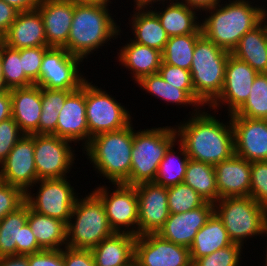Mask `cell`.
I'll list each match as a JSON object with an SVG mask.
<instances>
[{
  "mask_svg": "<svg viewBox=\"0 0 267 266\" xmlns=\"http://www.w3.org/2000/svg\"><path fill=\"white\" fill-rule=\"evenodd\" d=\"M160 4H162L161 7H165V4L167 6L165 8L159 7L162 11H159V9L157 10L155 6H150V8L159 18L168 37L187 35L190 33H202L201 18L198 20L199 14L197 13L200 12L198 9L178 0ZM154 7L155 10H153Z\"/></svg>",
  "mask_w": 267,
  "mask_h": 266,
  "instance_id": "cell-24",
  "label": "cell"
},
{
  "mask_svg": "<svg viewBox=\"0 0 267 266\" xmlns=\"http://www.w3.org/2000/svg\"><path fill=\"white\" fill-rule=\"evenodd\" d=\"M128 42L122 47L119 46L121 49H118V57L116 58H118L119 65L131 71V77L135 80L134 83L146 75L158 73L162 62V52L138 44L131 39Z\"/></svg>",
  "mask_w": 267,
  "mask_h": 266,
  "instance_id": "cell-26",
  "label": "cell"
},
{
  "mask_svg": "<svg viewBox=\"0 0 267 266\" xmlns=\"http://www.w3.org/2000/svg\"><path fill=\"white\" fill-rule=\"evenodd\" d=\"M130 15L129 28L134 35L130 39L163 52L169 37L157 15L150 8H134L133 14Z\"/></svg>",
  "mask_w": 267,
  "mask_h": 266,
  "instance_id": "cell-28",
  "label": "cell"
},
{
  "mask_svg": "<svg viewBox=\"0 0 267 266\" xmlns=\"http://www.w3.org/2000/svg\"><path fill=\"white\" fill-rule=\"evenodd\" d=\"M112 15L108 6L76 3L65 49L84 61L111 39L121 37V27Z\"/></svg>",
  "mask_w": 267,
  "mask_h": 266,
  "instance_id": "cell-4",
  "label": "cell"
},
{
  "mask_svg": "<svg viewBox=\"0 0 267 266\" xmlns=\"http://www.w3.org/2000/svg\"><path fill=\"white\" fill-rule=\"evenodd\" d=\"M69 177L60 179L38 180L33 187L37 188L36 193L28 190L25 193V202L29 207L39 214L59 219L68 224L72 209L78 195L76 189L71 186Z\"/></svg>",
  "mask_w": 267,
  "mask_h": 266,
  "instance_id": "cell-10",
  "label": "cell"
},
{
  "mask_svg": "<svg viewBox=\"0 0 267 266\" xmlns=\"http://www.w3.org/2000/svg\"><path fill=\"white\" fill-rule=\"evenodd\" d=\"M1 57L4 89L11 90L34 85L25 76L19 49H13L2 44Z\"/></svg>",
  "mask_w": 267,
  "mask_h": 266,
  "instance_id": "cell-38",
  "label": "cell"
},
{
  "mask_svg": "<svg viewBox=\"0 0 267 266\" xmlns=\"http://www.w3.org/2000/svg\"><path fill=\"white\" fill-rule=\"evenodd\" d=\"M134 262L138 266H192L189 248L157 233L136 236Z\"/></svg>",
  "mask_w": 267,
  "mask_h": 266,
  "instance_id": "cell-15",
  "label": "cell"
},
{
  "mask_svg": "<svg viewBox=\"0 0 267 266\" xmlns=\"http://www.w3.org/2000/svg\"><path fill=\"white\" fill-rule=\"evenodd\" d=\"M227 117L234 130L235 155L249 162L267 161V120Z\"/></svg>",
  "mask_w": 267,
  "mask_h": 266,
  "instance_id": "cell-18",
  "label": "cell"
},
{
  "mask_svg": "<svg viewBox=\"0 0 267 266\" xmlns=\"http://www.w3.org/2000/svg\"><path fill=\"white\" fill-rule=\"evenodd\" d=\"M12 117V100L10 90L0 91V122Z\"/></svg>",
  "mask_w": 267,
  "mask_h": 266,
  "instance_id": "cell-52",
  "label": "cell"
},
{
  "mask_svg": "<svg viewBox=\"0 0 267 266\" xmlns=\"http://www.w3.org/2000/svg\"><path fill=\"white\" fill-rule=\"evenodd\" d=\"M3 44V36L0 34V47Z\"/></svg>",
  "mask_w": 267,
  "mask_h": 266,
  "instance_id": "cell-61",
  "label": "cell"
},
{
  "mask_svg": "<svg viewBox=\"0 0 267 266\" xmlns=\"http://www.w3.org/2000/svg\"><path fill=\"white\" fill-rule=\"evenodd\" d=\"M111 190L98 185L93 192L101 199L109 224L116 233H128L138 236V197L135 186L124 183L112 184Z\"/></svg>",
  "mask_w": 267,
  "mask_h": 266,
  "instance_id": "cell-11",
  "label": "cell"
},
{
  "mask_svg": "<svg viewBox=\"0 0 267 266\" xmlns=\"http://www.w3.org/2000/svg\"><path fill=\"white\" fill-rule=\"evenodd\" d=\"M233 244L222 221L213 213L206 224L195 235L192 245L189 247L192 263L207 256L220 248Z\"/></svg>",
  "mask_w": 267,
  "mask_h": 266,
  "instance_id": "cell-31",
  "label": "cell"
},
{
  "mask_svg": "<svg viewBox=\"0 0 267 266\" xmlns=\"http://www.w3.org/2000/svg\"><path fill=\"white\" fill-rule=\"evenodd\" d=\"M141 89L147 91L156 99L166 101L175 105H182L183 107L192 106L194 109H201V107L182 89H178L166 82L159 73L146 75L136 82ZM198 107V108H197Z\"/></svg>",
  "mask_w": 267,
  "mask_h": 266,
  "instance_id": "cell-34",
  "label": "cell"
},
{
  "mask_svg": "<svg viewBox=\"0 0 267 266\" xmlns=\"http://www.w3.org/2000/svg\"><path fill=\"white\" fill-rule=\"evenodd\" d=\"M158 73L166 82L184 90L195 101L190 70L175 67L162 61Z\"/></svg>",
  "mask_w": 267,
  "mask_h": 266,
  "instance_id": "cell-41",
  "label": "cell"
},
{
  "mask_svg": "<svg viewBox=\"0 0 267 266\" xmlns=\"http://www.w3.org/2000/svg\"><path fill=\"white\" fill-rule=\"evenodd\" d=\"M83 60L65 48L50 47L44 54L37 86L57 90H77L87 80L80 71Z\"/></svg>",
  "mask_w": 267,
  "mask_h": 266,
  "instance_id": "cell-13",
  "label": "cell"
},
{
  "mask_svg": "<svg viewBox=\"0 0 267 266\" xmlns=\"http://www.w3.org/2000/svg\"><path fill=\"white\" fill-rule=\"evenodd\" d=\"M19 13L14 7L7 4L5 1L0 0V34L3 36L15 21Z\"/></svg>",
  "mask_w": 267,
  "mask_h": 266,
  "instance_id": "cell-51",
  "label": "cell"
},
{
  "mask_svg": "<svg viewBox=\"0 0 267 266\" xmlns=\"http://www.w3.org/2000/svg\"><path fill=\"white\" fill-rule=\"evenodd\" d=\"M65 266H96L91 249L63 248Z\"/></svg>",
  "mask_w": 267,
  "mask_h": 266,
  "instance_id": "cell-47",
  "label": "cell"
},
{
  "mask_svg": "<svg viewBox=\"0 0 267 266\" xmlns=\"http://www.w3.org/2000/svg\"><path fill=\"white\" fill-rule=\"evenodd\" d=\"M27 223L42 249L60 250L67 246V224L65 222L39 214L28 205Z\"/></svg>",
  "mask_w": 267,
  "mask_h": 266,
  "instance_id": "cell-29",
  "label": "cell"
},
{
  "mask_svg": "<svg viewBox=\"0 0 267 266\" xmlns=\"http://www.w3.org/2000/svg\"><path fill=\"white\" fill-rule=\"evenodd\" d=\"M56 136L71 141L74 145L82 142V148L89 143V128L86 119L85 82L72 91L60 110ZM75 142V143H74Z\"/></svg>",
  "mask_w": 267,
  "mask_h": 266,
  "instance_id": "cell-19",
  "label": "cell"
},
{
  "mask_svg": "<svg viewBox=\"0 0 267 266\" xmlns=\"http://www.w3.org/2000/svg\"><path fill=\"white\" fill-rule=\"evenodd\" d=\"M243 249L241 245L233 243L196 259L193 264L195 266H240Z\"/></svg>",
  "mask_w": 267,
  "mask_h": 266,
  "instance_id": "cell-40",
  "label": "cell"
},
{
  "mask_svg": "<svg viewBox=\"0 0 267 266\" xmlns=\"http://www.w3.org/2000/svg\"><path fill=\"white\" fill-rule=\"evenodd\" d=\"M29 266H65L63 249H43L37 253L27 255Z\"/></svg>",
  "mask_w": 267,
  "mask_h": 266,
  "instance_id": "cell-46",
  "label": "cell"
},
{
  "mask_svg": "<svg viewBox=\"0 0 267 266\" xmlns=\"http://www.w3.org/2000/svg\"><path fill=\"white\" fill-rule=\"evenodd\" d=\"M19 12L36 9L40 0H3Z\"/></svg>",
  "mask_w": 267,
  "mask_h": 266,
  "instance_id": "cell-53",
  "label": "cell"
},
{
  "mask_svg": "<svg viewBox=\"0 0 267 266\" xmlns=\"http://www.w3.org/2000/svg\"><path fill=\"white\" fill-rule=\"evenodd\" d=\"M12 118L25 135L38 134L41 116V87L32 85L10 90Z\"/></svg>",
  "mask_w": 267,
  "mask_h": 266,
  "instance_id": "cell-25",
  "label": "cell"
},
{
  "mask_svg": "<svg viewBox=\"0 0 267 266\" xmlns=\"http://www.w3.org/2000/svg\"><path fill=\"white\" fill-rule=\"evenodd\" d=\"M43 249L38 245L37 239L32 233L29 224L20 228L19 243H16V255H28L37 253Z\"/></svg>",
  "mask_w": 267,
  "mask_h": 266,
  "instance_id": "cell-48",
  "label": "cell"
},
{
  "mask_svg": "<svg viewBox=\"0 0 267 266\" xmlns=\"http://www.w3.org/2000/svg\"><path fill=\"white\" fill-rule=\"evenodd\" d=\"M230 117L267 120V73H258L245 103Z\"/></svg>",
  "mask_w": 267,
  "mask_h": 266,
  "instance_id": "cell-37",
  "label": "cell"
},
{
  "mask_svg": "<svg viewBox=\"0 0 267 266\" xmlns=\"http://www.w3.org/2000/svg\"><path fill=\"white\" fill-rule=\"evenodd\" d=\"M168 210L170 214H180L202 206V197L184 182L167 187Z\"/></svg>",
  "mask_w": 267,
  "mask_h": 266,
  "instance_id": "cell-39",
  "label": "cell"
},
{
  "mask_svg": "<svg viewBox=\"0 0 267 266\" xmlns=\"http://www.w3.org/2000/svg\"><path fill=\"white\" fill-rule=\"evenodd\" d=\"M24 135L12 117L0 122V165Z\"/></svg>",
  "mask_w": 267,
  "mask_h": 266,
  "instance_id": "cell-44",
  "label": "cell"
},
{
  "mask_svg": "<svg viewBox=\"0 0 267 266\" xmlns=\"http://www.w3.org/2000/svg\"><path fill=\"white\" fill-rule=\"evenodd\" d=\"M75 3L79 4H92V5H101V6H111L109 4H113L111 0H72Z\"/></svg>",
  "mask_w": 267,
  "mask_h": 266,
  "instance_id": "cell-57",
  "label": "cell"
},
{
  "mask_svg": "<svg viewBox=\"0 0 267 266\" xmlns=\"http://www.w3.org/2000/svg\"><path fill=\"white\" fill-rule=\"evenodd\" d=\"M114 233L103 202L93 191L76 199L67 224V247L92 249Z\"/></svg>",
  "mask_w": 267,
  "mask_h": 266,
  "instance_id": "cell-6",
  "label": "cell"
},
{
  "mask_svg": "<svg viewBox=\"0 0 267 266\" xmlns=\"http://www.w3.org/2000/svg\"><path fill=\"white\" fill-rule=\"evenodd\" d=\"M218 200L224 197L250 196L251 162L233 155L214 166Z\"/></svg>",
  "mask_w": 267,
  "mask_h": 266,
  "instance_id": "cell-22",
  "label": "cell"
},
{
  "mask_svg": "<svg viewBox=\"0 0 267 266\" xmlns=\"http://www.w3.org/2000/svg\"><path fill=\"white\" fill-rule=\"evenodd\" d=\"M177 141L174 125L134 129L129 185L154 182L159 164L168 148Z\"/></svg>",
  "mask_w": 267,
  "mask_h": 266,
  "instance_id": "cell-8",
  "label": "cell"
},
{
  "mask_svg": "<svg viewBox=\"0 0 267 266\" xmlns=\"http://www.w3.org/2000/svg\"><path fill=\"white\" fill-rule=\"evenodd\" d=\"M72 142L56 135L34 134V157L38 180L68 177L76 150Z\"/></svg>",
  "mask_w": 267,
  "mask_h": 266,
  "instance_id": "cell-12",
  "label": "cell"
},
{
  "mask_svg": "<svg viewBox=\"0 0 267 266\" xmlns=\"http://www.w3.org/2000/svg\"><path fill=\"white\" fill-rule=\"evenodd\" d=\"M176 144L178 145V150L175 152L174 145ZM188 161L189 157L184 146L177 140L168 148L160 162L154 183L165 187L182 183L185 179Z\"/></svg>",
  "mask_w": 267,
  "mask_h": 266,
  "instance_id": "cell-33",
  "label": "cell"
},
{
  "mask_svg": "<svg viewBox=\"0 0 267 266\" xmlns=\"http://www.w3.org/2000/svg\"><path fill=\"white\" fill-rule=\"evenodd\" d=\"M231 54L258 73H267V35L264 26L259 23L245 33Z\"/></svg>",
  "mask_w": 267,
  "mask_h": 266,
  "instance_id": "cell-30",
  "label": "cell"
},
{
  "mask_svg": "<svg viewBox=\"0 0 267 266\" xmlns=\"http://www.w3.org/2000/svg\"><path fill=\"white\" fill-rule=\"evenodd\" d=\"M59 113L55 108L42 107L38 123V134L56 135V127Z\"/></svg>",
  "mask_w": 267,
  "mask_h": 266,
  "instance_id": "cell-50",
  "label": "cell"
},
{
  "mask_svg": "<svg viewBox=\"0 0 267 266\" xmlns=\"http://www.w3.org/2000/svg\"><path fill=\"white\" fill-rule=\"evenodd\" d=\"M214 213V204L205 202L202 206L180 214H169L164 226L159 230L163 239L189 248L201 227Z\"/></svg>",
  "mask_w": 267,
  "mask_h": 266,
  "instance_id": "cell-21",
  "label": "cell"
},
{
  "mask_svg": "<svg viewBox=\"0 0 267 266\" xmlns=\"http://www.w3.org/2000/svg\"><path fill=\"white\" fill-rule=\"evenodd\" d=\"M264 235H265V237L267 236V229H266V231L264 232ZM266 242H267V241H266ZM265 247L267 248V245H266ZM265 252H266V253H265V254H266V255H265L266 257H263V258H265V260H264V261H265V264H264L263 266H267V249L265 250Z\"/></svg>",
  "mask_w": 267,
  "mask_h": 266,
  "instance_id": "cell-60",
  "label": "cell"
},
{
  "mask_svg": "<svg viewBox=\"0 0 267 266\" xmlns=\"http://www.w3.org/2000/svg\"><path fill=\"white\" fill-rule=\"evenodd\" d=\"M3 44L13 49L47 46L42 16L37 9L19 12L3 35Z\"/></svg>",
  "mask_w": 267,
  "mask_h": 266,
  "instance_id": "cell-23",
  "label": "cell"
},
{
  "mask_svg": "<svg viewBox=\"0 0 267 266\" xmlns=\"http://www.w3.org/2000/svg\"><path fill=\"white\" fill-rule=\"evenodd\" d=\"M85 81L86 119L90 139L100 133L117 131L128 126L133 117L127 106L121 105L116 97L109 95L101 87ZM132 118V119H131Z\"/></svg>",
  "mask_w": 267,
  "mask_h": 266,
  "instance_id": "cell-9",
  "label": "cell"
},
{
  "mask_svg": "<svg viewBox=\"0 0 267 266\" xmlns=\"http://www.w3.org/2000/svg\"><path fill=\"white\" fill-rule=\"evenodd\" d=\"M133 1L135 4L133 8H150V5L153 6L155 5L154 3L156 2H157V5H159L160 3H165L168 1H172V0H133Z\"/></svg>",
  "mask_w": 267,
  "mask_h": 266,
  "instance_id": "cell-56",
  "label": "cell"
},
{
  "mask_svg": "<svg viewBox=\"0 0 267 266\" xmlns=\"http://www.w3.org/2000/svg\"><path fill=\"white\" fill-rule=\"evenodd\" d=\"M250 196L267 209V161L251 162Z\"/></svg>",
  "mask_w": 267,
  "mask_h": 266,
  "instance_id": "cell-42",
  "label": "cell"
},
{
  "mask_svg": "<svg viewBox=\"0 0 267 266\" xmlns=\"http://www.w3.org/2000/svg\"><path fill=\"white\" fill-rule=\"evenodd\" d=\"M195 190L205 202L218 201V188L214 165L189 159L183 181Z\"/></svg>",
  "mask_w": 267,
  "mask_h": 266,
  "instance_id": "cell-32",
  "label": "cell"
},
{
  "mask_svg": "<svg viewBox=\"0 0 267 266\" xmlns=\"http://www.w3.org/2000/svg\"><path fill=\"white\" fill-rule=\"evenodd\" d=\"M214 213L232 242L243 248L248 239L263 237L267 229V209L251 196L220 198L214 204Z\"/></svg>",
  "mask_w": 267,
  "mask_h": 266,
  "instance_id": "cell-7",
  "label": "cell"
},
{
  "mask_svg": "<svg viewBox=\"0 0 267 266\" xmlns=\"http://www.w3.org/2000/svg\"><path fill=\"white\" fill-rule=\"evenodd\" d=\"M48 46L29 47L20 49L23 70L25 76L36 85L39 81V71L41 68L42 58L49 49Z\"/></svg>",
  "mask_w": 267,
  "mask_h": 266,
  "instance_id": "cell-43",
  "label": "cell"
},
{
  "mask_svg": "<svg viewBox=\"0 0 267 266\" xmlns=\"http://www.w3.org/2000/svg\"><path fill=\"white\" fill-rule=\"evenodd\" d=\"M257 75L258 72L249 64L230 54L225 68L222 91L208 106V108L212 109L210 112L215 110L214 112L216 113L218 108L227 106V114H234L248 99L253 81Z\"/></svg>",
  "mask_w": 267,
  "mask_h": 266,
  "instance_id": "cell-14",
  "label": "cell"
},
{
  "mask_svg": "<svg viewBox=\"0 0 267 266\" xmlns=\"http://www.w3.org/2000/svg\"><path fill=\"white\" fill-rule=\"evenodd\" d=\"M202 33L169 37L162 52V61L169 65L190 70L196 41Z\"/></svg>",
  "mask_w": 267,
  "mask_h": 266,
  "instance_id": "cell-36",
  "label": "cell"
},
{
  "mask_svg": "<svg viewBox=\"0 0 267 266\" xmlns=\"http://www.w3.org/2000/svg\"><path fill=\"white\" fill-rule=\"evenodd\" d=\"M132 124L117 131L97 134L82 149L93 170L109 183L129 185L135 128Z\"/></svg>",
  "mask_w": 267,
  "mask_h": 266,
  "instance_id": "cell-3",
  "label": "cell"
},
{
  "mask_svg": "<svg viewBox=\"0 0 267 266\" xmlns=\"http://www.w3.org/2000/svg\"><path fill=\"white\" fill-rule=\"evenodd\" d=\"M74 90H57L41 87V106L52 107L58 112L64 106L66 97Z\"/></svg>",
  "mask_w": 267,
  "mask_h": 266,
  "instance_id": "cell-49",
  "label": "cell"
},
{
  "mask_svg": "<svg viewBox=\"0 0 267 266\" xmlns=\"http://www.w3.org/2000/svg\"><path fill=\"white\" fill-rule=\"evenodd\" d=\"M0 180L20 188L32 190L38 181L34 157V134L24 135L0 165Z\"/></svg>",
  "mask_w": 267,
  "mask_h": 266,
  "instance_id": "cell-16",
  "label": "cell"
},
{
  "mask_svg": "<svg viewBox=\"0 0 267 266\" xmlns=\"http://www.w3.org/2000/svg\"><path fill=\"white\" fill-rule=\"evenodd\" d=\"M72 0H40V12L48 47L66 48L75 11Z\"/></svg>",
  "mask_w": 267,
  "mask_h": 266,
  "instance_id": "cell-20",
  "label": "cell"
},
{
  "mask_svg": "<svg viewBox=\"0 0 267 266\" xmlns=\"http://www.w3.org/2000/svg\"><path fill=\"white\" fill-rule=\"evenodd\" d=\"M230 54L204 35L196 41L190 73L195 102L201 108L209 106L220 95Z\"/></svg>",
  "mask_w": 267,
  "mask_h": 266,
  "instance_id": "cell-5",
  "label": "cell"
},
{
  "mask_svg": "<svg viewBox=\"0 0 267 266\" xmlns=\"http://www.w3.org/2000/svg\"><path fill=\"white\" fill-rule=\"evenodd\" d=\"M136 236L114 233L91 249L96 266H131L134 263Z\"/></svg>",
  "mask_w": 267,
  "mask_h": 266,
  "instance_id": "cell-27",
  "label": "cell"
},
{
  "mask_svg": "<svg viewBox=\"0 0 267 266\" xmlns=\"http://www.w3.org/2000/svg\"><path fill=\"white\" fill-rule=\"evenodd\" d=\"M25 202V193L18 187L0 180V221Z\"/></svg>",
  "mask_w": 267,
  "mask_h": 266,
  "instance_id": "cell-45",
  "label": "cell"
},
{
  "mask_svg": "<svg viewBox=\"0 0 267 266\" xmlns=\"http://www.w3.org/2000/svg\"><path fill=\"white\" fill-rule=\"evenodd\" d=\"M181 2L198 9L202 13L204 9L213 7L216 4L221 3V0H181Z\"/></svg>",
  "mask_w": 267,
  "mask_h": 266,
  "instance_id": "cell-55",
  "label": "cell"
},
{
  "mask_svg": "<svg viewBox=\"0 0 267 266\" xmlns=\"http://www.w3.org/2000/svg\"><path fill=\"white\" fill-rule=\"evenodd\" d=\"M131 266H138L135 262Z\"/></svg>",
  "mask_w": 267,
  "mask_h": 266,
  "instance_id": "cell-62",
  "label": "cell"
},
{
  "mask_svg": "<svg viewBox=\"0 0 267 266\" xmlns=\"http://www.w3.org/2000/svg\"><path fill=\"white\" fill-rule=\"evenodd\" d=\"M228 1L202 11L206 16L201 19V29L207 39L232 52L241 37L260 23L263 6L251 0Z\"/></svg>",
  "mask_w": 267,
  "mask_h": 266,
  "instance_id": "cell-2",
  "label": "cell"
},
{
  "mask_svg": "<svg viewBox=\"0 0 267 266\" xmlns=\"http://www.w3.org/2000/svg\"><path fill=\"white\" fill-rule=\"evenodd\" d=\"M3 89H4V84H3L2 57H1V47H0V91Z\"/></svg>",
  "mask_w": 267,
  "mask_h": 266,
  "instance_id": "cell-59",
  "label": "cell"
},
{
  "mask_svg": "<svg viewBox=\"0 0 267 266\" xmlns=\"http://www.w3.org/2000/svg\"><path fill=\"white\" fill-rule=\"evenodd\" d=\"M138 197V236L158 233L169 217L167 187L154 182L135 185Z\"/></svg>",
  "mask_w": 267,
  "mask_h": 266,
  "instance_id": "cell-17",
  "label": "cell"
},
{
  "mask_svg": "<svg viewBox=\"0 0 267 266\" xmlns=\"http://www.w3.org/2000/svg\"><path fill=\"white\" fill-rule=\"evenodd\" d=\"M0 266H29L27 255L0 257Z\"/></svg>",
  "mask_w": 267,
  "mask_h": 266,
  "instance_id": "cell-54",
  "label": "cell"
},
{
  "mask_svg": "<svg viewBox=\"0 0 267 266\" xmlns=\"http://www.w3.org/2000/svg\"><path fill=\"white\" fill-rule=\"evenodd\" d=\"M267 5H263L260 15V23L264 26L267 35ZM265 7V8H264Z\"/></svg>",
  "mask_w": 267,
  "mask_h": 266,
  "instance_id": "cell-58",
  "label": "cell"
},
{
  "mask_svg": "<svg viewBox=\"0 0 267 266\" xmlns=\"http://www.w3.org/2000/svg\"><path fill=\"white\" fill-rule=\"evenodd\" d=\"M203 109H192L188 114L191 117L174 127L189 159L215 166L235 154L234 130L231 119L220 122L215 114Z\"/></svg>",
  "mask_w": 267,
  "mask_h": 266,
  "instance_id": "cell-1",
  "label": "cell"
},
{
  "mask_svg": "<svg viewBox=\"0 0 267 266\" xmlns=\"http://www.w3.org/2000/svg\"><path fill=\"white\" fill-rule=\"evenodd\" d=\"M27 219L28 204L24 202L0 221V257L16 255V243H19L20 228L27 223Z\"/></svg>",
  "mask_w": 267,
  "mask_h": 266,
  "instance_id": "cell-35",
  "label": "cell"
}]
</instances>
